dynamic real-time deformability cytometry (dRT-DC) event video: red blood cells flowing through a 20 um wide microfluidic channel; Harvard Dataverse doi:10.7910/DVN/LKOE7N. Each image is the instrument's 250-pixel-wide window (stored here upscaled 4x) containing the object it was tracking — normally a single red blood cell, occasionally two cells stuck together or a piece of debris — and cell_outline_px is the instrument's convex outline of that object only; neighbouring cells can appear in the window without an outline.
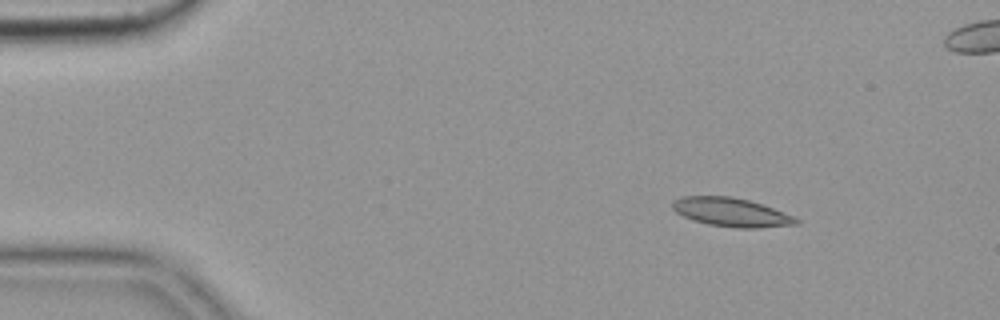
{"species": "common noctule bat (a hibernating species)", "species_latin": "Nyctalus noctula", "temperature_condition": "cold", "stored_images_in_passage": 50, "camera_frame_rate_fps": 3000, "um_per_image_px": 0.085, "animal": {"sex": "female", "body_mass_g": 19.9}, "frame": {"image": 1, "passage_image": 1, "time_ms": 0.0, "image_size_px": [1000, 320], "cell_outline_px": [[800, 224], [756, 228], [736, 228], [708, 224], [692, 220], [676, 212], [672, 208], [672, 200], [680, 196], [732, 196], [748, 200], [772, 208], [792, 216], [800, 220]], "centroid_in_image_um": [62.12, 18.04], "position_along_channel_um": 22.9, "area_um2": 20.63}}
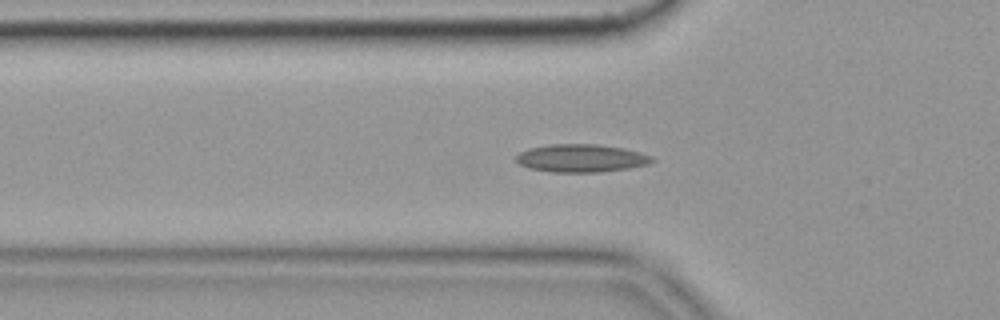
{"frame": {"image": 2, "passage_image": 12, "time_ms": 3.667, "image_size_px": [1000, 320], "cell_outline_px": [[656, 160], [648, 164], [628, 168], [600, 172], [552, 172], [528, 168], [520, 164], [516, 160], [516, 156], [520, 152], [528, 148], [552, 144], [596, 144], [624, 148], [640, 152], [652, 156]], "centroid_in_image_um": [49.41, 13.44], "position_along_channel_um": 76.4, "area_um2": 22.14}}
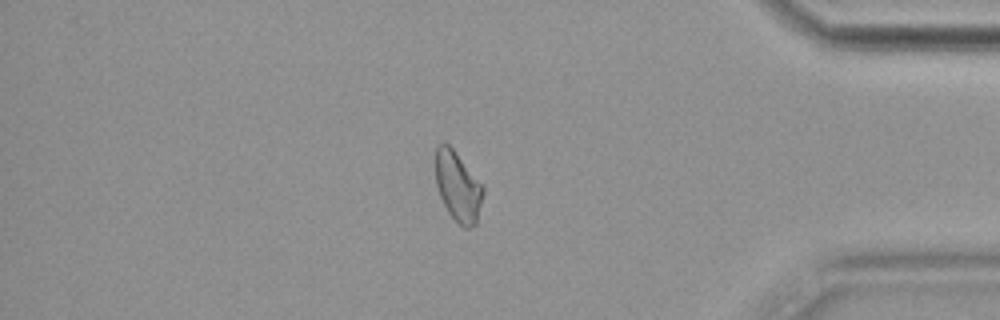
{"frame": {"image": 3, "passage_image": 41, "time_ms": 13.333, "image_size_px": [1000, 320], "cell_outline_px": [[484, 192], [476, 224], [472, 228], [464, 228], [448, 212], [440, 196], [436, 184], [436, 148], [440, 144], [448, 144], [452, 148], [484, 184]], "centroid_in_image_um": [38.95, 15.87], "position_along_channel_um": 396.2, "area_um2": 19.31}, "authors_computed_cell_mechanics": {"area_um2": 20.0855, "velocity_mm_per_s": 3.6039, "shape_relaxation_time_tau1_ms": null, "shape_relaxation_time_tau2_ms": 5.0696, "deformation_change_tau1": null, "deformation_change_tau2": 0.1169}}